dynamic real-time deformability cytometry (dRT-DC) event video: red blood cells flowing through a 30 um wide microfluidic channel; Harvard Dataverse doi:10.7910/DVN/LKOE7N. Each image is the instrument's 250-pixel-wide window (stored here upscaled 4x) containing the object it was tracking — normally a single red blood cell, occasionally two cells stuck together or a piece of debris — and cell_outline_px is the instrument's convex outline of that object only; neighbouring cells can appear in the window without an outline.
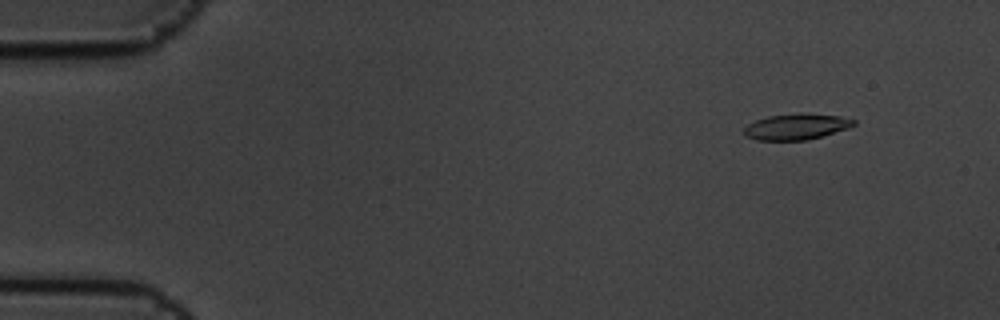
{"species": "common noctule bat (a hibernating species)", "species_latin": "Nyctalus noctula", "temperature_condition": "cold", "stored_images_in_passage": 4, "camera_frame_rate_fps": 3000, "um_per_image_px": 0.085, "animal": {"sex": "male", "body_mass_g": 19.5, "forearm_length_mm": 54.6}, "frame": {"image": 1, "passage_image": 1, "time_ms": 0.0, "image_size_px": [1000, 320], "cell_outline_px": [[856, 124], [848, 128], [808, 140], [756, 140], [744, 136], [744, 128], [748, 124], [756, 120], [768, 116], [804, 112], [840, 116], [856, 120]], "centroid_in_image_um": [67.69, 10.76], "position_along_channel_um": 17.3, "area_um2": 16.7}}